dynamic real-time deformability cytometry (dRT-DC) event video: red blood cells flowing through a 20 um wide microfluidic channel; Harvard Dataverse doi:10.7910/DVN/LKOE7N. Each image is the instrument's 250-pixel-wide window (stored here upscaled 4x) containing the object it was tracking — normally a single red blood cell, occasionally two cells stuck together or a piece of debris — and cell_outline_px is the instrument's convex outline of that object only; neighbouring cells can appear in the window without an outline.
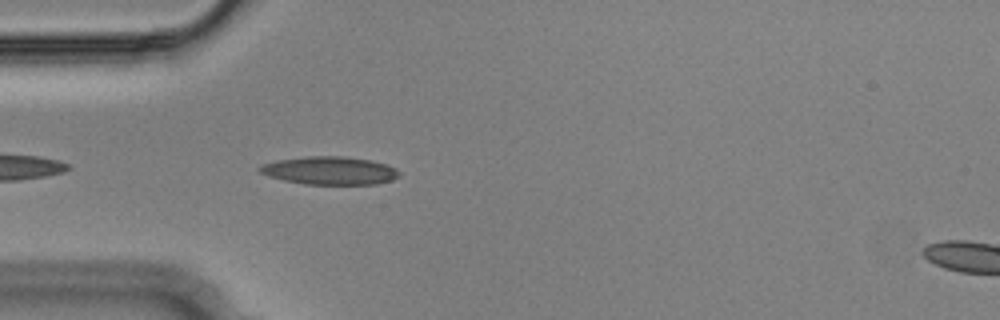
{"species": "Egyptian fruit bat (a non-hibernating species)", "species_latin": "Rousettus aegyptiacus", "temperature_condition": "cold", "stored_images_in_passage": 8, "camera_frame_rate_fps": 3000, "um_per_image_px": 0.085, "animal": {"sex": "male"}, "frame": {"image": 1, "passage_image": 3, "time_ms": 0.667, "image_size_px": [1000, 320], "cell_outline_px": [[400, 176], [392, 180], [376, 184], [304, 184], [284, 180], [268, 176], [260, 172], [256, 168], [260, 164], [280, 160], [308, 156], [344, 156], [368, 160], [388, 164], [396, 168], [400, 172]], "centroid_in_image_um": [28.04, 14.5], "position_along_channel_um": 57.0, "area_um2": 22.83}}